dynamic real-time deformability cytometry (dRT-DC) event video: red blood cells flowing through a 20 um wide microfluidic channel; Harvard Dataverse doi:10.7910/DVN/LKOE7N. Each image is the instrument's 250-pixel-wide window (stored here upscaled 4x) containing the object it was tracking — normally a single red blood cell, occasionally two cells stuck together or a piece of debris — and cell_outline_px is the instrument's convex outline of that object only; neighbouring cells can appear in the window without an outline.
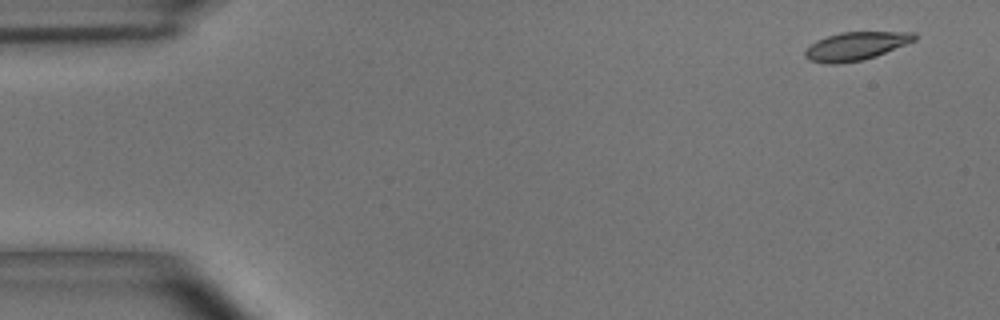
{"species": "common noctule bat (a hibernating species)", "species_latin": "Nyctalus noctula", "temperature_condition": "room temperature", "stored_images_in_passage": 5, "camera_frame_rate_fps": 3000, "um_per_image_px": 0.085, "animal": {"sex": "male", "body_mass_g": 15.6}, "frame": {"image": 1, "passage_image": 1, "time_ms": 0.0, "image_size_px": [1000, 320], "cell_outline_px": [[916, 40], [876, 56], [864, 60], [840, 64], [828, 64], [808, 60], [804, 56], [804, 52], [816, 40], [840, 32], [916, 32]], "centroid_in_image_um": [72.74, 3.93], "position_along_channel_um": 12.3, "area_um2": 18.03}}
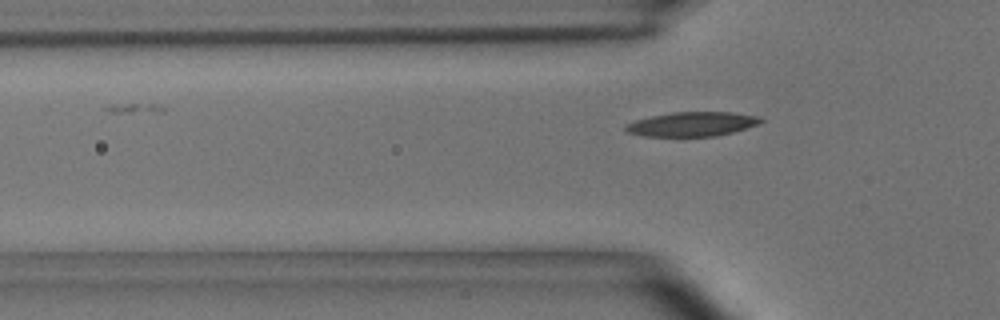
{"frame": {"image": 2, "passage_image": 5, "time_ms": 1.333, "image_size_px": [1000, 320], "cell_outline_px": [[764, 120], [756, 124], [732, 132], [716, 136], [644, 136], [628, 132], [624, 128], [624, 124], [636, 120], [652, 116], [672, 112], [732, 112], [760, 116]], "centroid_in_image_um": [58.81, 10.54], "position_along_channel_um": 67.0, "area_um2": 19.02}}